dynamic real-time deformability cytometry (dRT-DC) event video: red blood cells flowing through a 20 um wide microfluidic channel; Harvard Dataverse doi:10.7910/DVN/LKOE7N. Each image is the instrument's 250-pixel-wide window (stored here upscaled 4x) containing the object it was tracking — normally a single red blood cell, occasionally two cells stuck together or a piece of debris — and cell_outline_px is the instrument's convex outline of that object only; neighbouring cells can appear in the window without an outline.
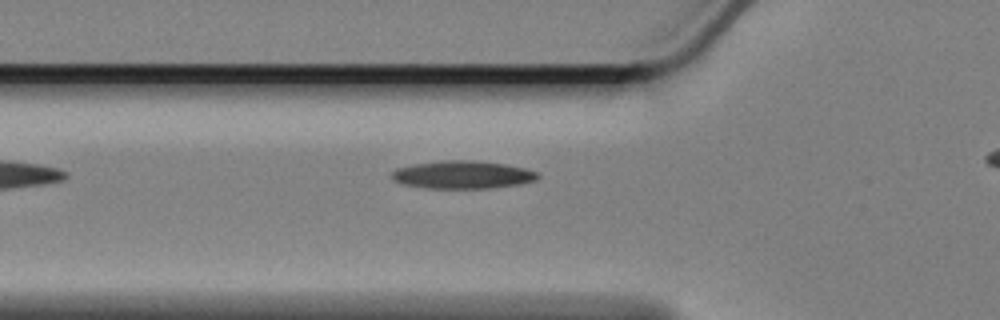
{"species": "Egyptian fruit bat (a non-hibernating species)", "species_latin": "Rousettus aegyptiacus", "temperature_condition": "cold", "stored_images_in_passage": 16, "camera_frame_rate_fps": 3000, "um_per_image_px": 0.085, "animal": {"sex": "female"}, "frame": {"image": 1, "passage_image": 3, "time_ms": 0.667, "image_size_px": [1000, 320], "cell_outline_px": [[540, 176], [536, 180], [520, 184], [492, 188], [424, 188], [404, 184], [392, 180], [392, 172], [396, 168], [412, 164], [444, 160], [472, 160], [504, 164], [524, 168], [540, 172]], "centroid_in_image_um": [39.33, 14.85], "position_along_channel_um": 86.5, "area_um2": 23.81}}
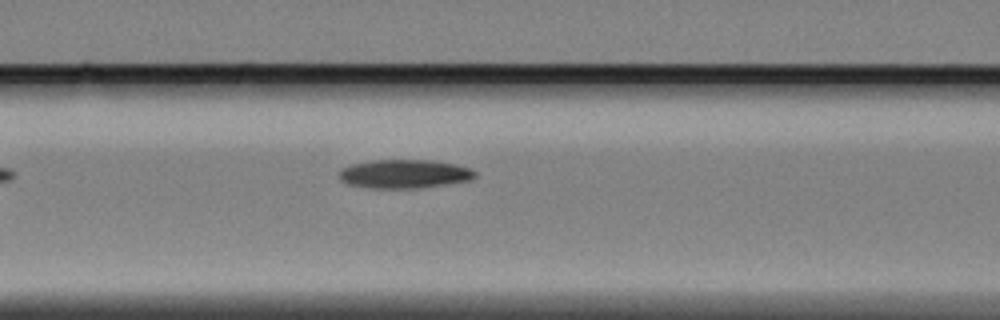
{"frame": {"image": 2, "passage_image": 7, "time_ms": 2.0, "image_size_px": [1000, 320], "cell_outline_px": [[476, 176], [472, 180], [416, 188], [368, 188], [348, 184], [340, 180], [336, 176], [340, 168], [352, 164], [372, 160], [432, 160], [456, 164], [468, 168], [476, 172]], "centroid_in_image_um": [34.31, 14.78], "position_along_channel_um": 132.3, "area_um2": 22.89}}
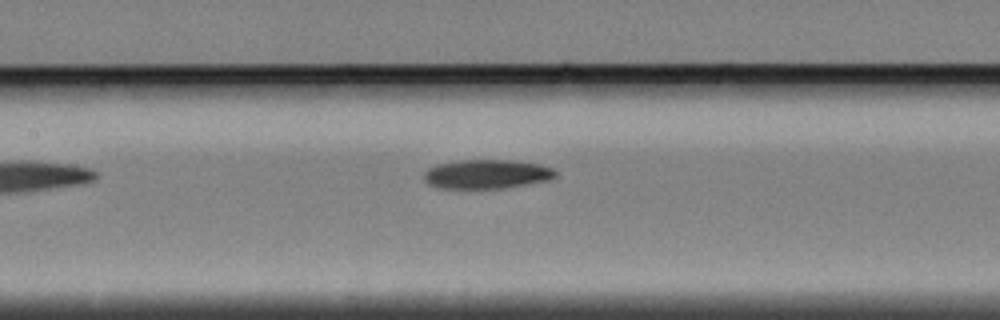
{"frame": {"image": 3, "passage_image": 10, "time_ms": 3.0, "image_size_px": [1000, 320], "cell_outline_px": [[556, 176], [548, 180], [500, 188], [440, 188], [428, 184], [424, 180], [424, 172], [428, 168], [436, 164], [460, 160], [512, 160], [540, 164], [552, 168], [556, 172]], "centroid_in_image_um": [41.33, 14.79], "position_along_channel_um": 166.1, "area_um2": 22.2}}